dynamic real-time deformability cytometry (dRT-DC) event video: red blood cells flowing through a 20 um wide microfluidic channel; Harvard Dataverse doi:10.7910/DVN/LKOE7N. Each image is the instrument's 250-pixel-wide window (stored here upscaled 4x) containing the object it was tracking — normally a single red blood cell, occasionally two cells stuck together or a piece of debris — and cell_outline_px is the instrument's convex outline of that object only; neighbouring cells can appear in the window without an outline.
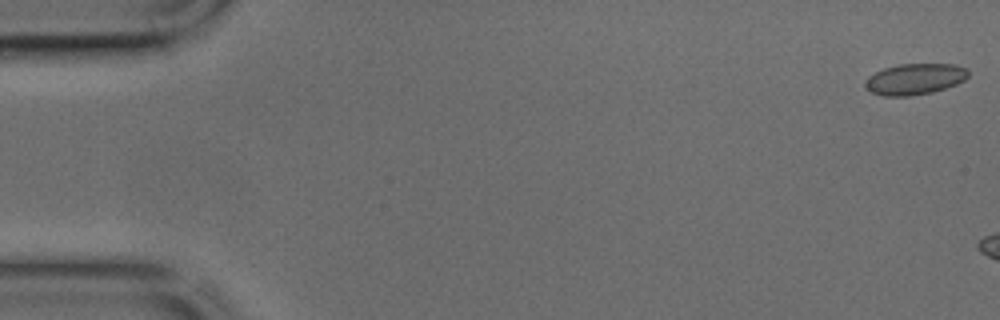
{"species": "common noctule bat (a hibernating species)", "species_latin": "Nyctalus noctula", "temperature_condition": "cold", "stored_images_in_passage": 8, "camera_frame_rate_fps": 3000, "um_per_image_px": 0.085, "animal": {"sex": "male", "body_mass_g": 17.9, "forearm_length_mm": 54.2}, "frame": {"image": 1, "passage_image": 1, "time_ms": 0.0, "image_size_px": [1000, 320], "cell_outline_px": [[968, 76], [964, 80], [956, 84], [932, 92], [908, 96], [884, 96], [868, 92], [864, 88], [864, 80], [868, 76], [884, 68], [900, 64], [956, 64], [968, 68]], "centroid_in_image_um": [77.72, 6.72], "position_along_channel_um": 7.3, "area_um2": 18.84}}